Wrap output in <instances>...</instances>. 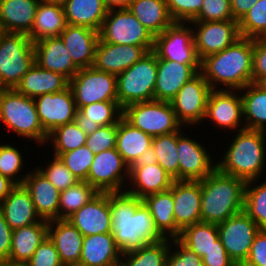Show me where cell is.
<instances>
[{
	"instance_id": "65",
	"label": "cell",
	"mask_w": 266,
	"mask_h": 266,
	"mask_svg": "<svg viewBox=\"0 0 266 266\" xmlns=\"http://www.w3.org/2000/svg\"><path fill=\"white\" fill-rule=\"evenodd\" d=\"M4 33L3 29L0 26V39H1V35Z\"/></svg>"
},
{
	"instance_id": "12",
	"label": "cell",
	"mask_w": 266,
	"mask_h": 266,
	"mask_svg": "<svg viewBox=\"0 0 266 266\" xmlns=\"http://www.w3.org/2000/svg\"><path fill=\"white\" fill-rule=\"evenodd\" d=\"M211 87L198 72L170 101L177 120L186 126L200 125L205 117Z\"/></svg>"
},
{
	"instance_id": "10",
	"label": "cell",
	"mask_w": 266,
	"mask_h": 266,
	"mask_svg": "<svg viewBox=\"0 0 266 266\" xmlns=\"http://www.w3.org/2000/svg\"><path fill=\"white\" fill-rule=\"evenodd\" d=\"M77 110L88 104L117 101L116 75L91 66L80 69L70 80Z\"/></svg>"
},
{
	"instance_id": "16",
	"label": "cell",
	"mask_w": 266,
	"mask_h": 266,
	"mask_svg": "<svg viewBox=\"0 0 266 266\" xmlns=\"http://www.w3.org/2000/svg\"><path fill=\"white\" fill-rule=\"evenodd\" d=\"M182 130L186 129L177 131L179 180L200 181L217 169V163L202 143Z\"/></svg>"
},
{
	"instance_id": "37",
	"label": "cell",
	"mask_w": 266,
	"mask_h": 266,
	"mask_svg": "<svg viewBox=\"0 0 266 266\" xmlns=\"http://www.w3.org/2000/svg\"><path fill=\"white\" fill-rule=\"evenodd\" d=\"M128 9L154 37L175 22L165 0H130Z\"/></svg>"
},
{
	"instance_id": "18",
	"label": "cell",
	"mask_w": 266,
	"mask_h": 266,
	"mask_svg": "<svg viewBox=\"0 0 266 266\" xmlns=\"http://www.w3.org/2000/svg\"><path fill=\"white\" fill-rule=\"evenodd\" d=\"M34 101L39 121L47 134L75 119L77 107L70 86L59 92L40 95Z\"/></svg>"
},
{
	"instance_id": "63",
	"label": "cell",
	"mask_w": 266,
	"mask_h": 266,
	"mask_svg": "<svg viewBox=\"0 0 266 266\" xmlns=\"http://www.w3.org/2000/svg\"><path fill=\"white\" fill-rule=\"evenodd\" d=\"M109 266H126L121 260Z\"/></svg>"
},
{
	"instance_id": "36",
	"label": "cell",
	"mask_w": 266,
	"mask_h": 266,
	"mask_svg": "<svg viewBox=\"0 0 266 266\" xmlns=\"http://www.w3.org/2000/svg\"><path fill=\"white\" fill-rule=\"evenodd\" d=\"M67 24L100 31L107 15L103 0H64L62 2Z\"/></svg>"
},
{
	"instance_id": "28",
	"label": "cell",
	"mask_w": 266,
	"mask_h": 266,
	"mask_svg": "<svg viewBox=\"0 0 266 266\" xmlns=\"http://www.w3.org/2000/svg\"><path fill=\"white\" fill-rule=\"evenodd\" d=\"M0 211L12 230L37 222H48L37 214L30 192L24 185H16L11 190L0 203Z\"/></svg>"
},
{
	"instance_id": "15",
	"label": "cell",
	"mask_w": 266,
	"mask_h": 266,
	"mask_svg": "<svg viewBox=\"0 0 266 266\" xmlns=\"http://www.w3.org/2000/svg\"><path fill=\"white\" fill-rule=\"evenodd\" d=\"M189 23L192 25L194 44L200 61L226 49L241 37L237 20Z\"/></svg>"
},
{
	"instance_id": "23",
	"label": "cell",
	"mask_w": 266,
	"mask_h": 266,
	"mask_svg": "<svg viewBox=\"0 0 266 266\" xmlns=\"http://www.w3.org/2000/svg\"><path fill=\"white\" fill-rule=\"evenodd\" d=\"M201 198L199 181L174 180V219L181 231L187 226L201 222Z\"/></svg>"
},
{
	"instance_id": "26",
	"label": "cell",
	"mask_w": 266,
	"mask_h": 266,
	"mask_svg": "<svg viewBox=\"0 0 266 266\" xmlns=\"http://www.w3.org/2000/svg\"><path fill=\"white\" fill-rule=\"evenodd\" d=\"M31 171L23 185L30 192L37 214L46 221L59 219L60 191L37 168Z\"/></svg>"
},
{
	"instance_id": "44",
	"label": "cell",
	"mask_w": 266,
	"mask_h": 266,
	"mask_svg": "<svg viewBox=\"0 0 266 266\" xmlns=\"http://www.w3.org/2000/svg\"><path fill=\"white\" fill-rule=\"evenodd\" d=\"M259 181L251 180L245 184L244 212L260 230H266V180L256 185Z\"/></svg>"
},
{
	"instance_id": "30",
	"label": "cell",
	"mask_w": 266,
	"mask_h": 266,
	"mask_svg": "<svg viewBox=\"0 0 266 266\" xmlns=\"http://www.w3.org/2000/svg\"><path fill=\"white\" fill-rule=\"evenodd\" d=\"M41 0H0V26L4 32L28 35Z\"/></svg>"
},
{
	"instance_id": "34",
	"label": "cell",
	"mask_w": 266,
	"mask_h": 266,
	"mask_svg": "<svg viewBox=\"0 0 266 266\" xmlns=\"http://www.w3.org/2000/svg\"><path fill=\"white\" fill-rule=\"evenodd\" d=\"M149 209L158 231L168 239H176L181 230L174 219L173 184L168 190L145 196L142 199Z\"/></svg>"
},
{
	"instance_id": "49",
	"label": "cell",
	"mask_w": 266,
	"mask_h": 266,
	"mask_svg": "<svg viewBox=\"0 0 266 266\" xmlns=\"http://www.w3.org/2000/svg\"><path fill=\"white\" fill-rule=\"evenodd\" d=\"M46 166V167H45ZM43 168L36 166V168L55 186L60 192L75 185L79 180L73 173L65 166L62 160L53 156L50 163H46Z\"/></svg>"
},
{
	"instance_id": "47",
	"label": "cell",
	"mask_w": 266,
	"mask_h": 266,
	"mask_svg": "<svg viewBox=\"0 0 266 266\" xmlns=\"http://www.w3.org/2000/svg\"><path fill=\"white\" fill-rule=\"evenodd\" d=\"M241 37H266V0H259L238 22Z\"/></svg>"
},
{
	"instance_id": "2",
	"label": "cell",
	"mask_w": 266,
	"mask_h": 266,
	"mask_svg": "<svg viewBox=\"0 0 266 266\" xmlns=\"http://www.w3.org/2000/svg\"><path fill=\"white\" fill-rule=\"evenodd\" d=\"M252 60L253 39L240 37L226 49L202 59L200 73L212 90H241L253 82Z\"/></svg>"
},
{
	"instance_id": "27",
	"label": "cell",
	"mask_w": 266,
	"mask_h": 266,
	"mask_svg": "<svg viewBox=\"0 0 266 266\" xmlns=\"http://www.w3.org/2000/svg\"><path fill=\"white\" fill-rule=\"evenodd\" d=\"M60 37L79 69L93 66L99 31L67 24Z\"/></svg>"
},
{
	"instance_id": "22",
	"label": "cell",
	"mask_w": 266,
	"mask_h": 266,
	"mask_svg": "<svg viewBox=\"0 0 266 266\" xmlns=\"http://www.w3.org/2000/svg\"><path fill=\"white\" fill-rule=\"evenodd\" d=\"M148 51L137 45H121L98 40L93 67L119 75L139 61Z\"/></svg>"
},
{
	"instance_id": "21",
	"label": "cell",
	"mask_w": 266,
	"mask_h": 266,
	"mask_svg": "<svg viewBox=\"0 0 266 266\" xmlns=\"http://www.w3.org/2000/svg\"><path fill=\"white\" fill-rule=\"evenodd\" d=\"M198 72L200 64H181L177 61L157 59L154 100L170 102L184 84Z\"/></svg>"
},
{
	"instance_id": "3",
	"label": "cell",
	"mask_w": 266,
	"mask_h": 266,
	"mask_svg": "<svg viewBox=\"0 0 266 266\" xmlns=\"http://www.w3.org/2000/svg\"><path fill=\"white\" fill-rule=\"evenodd\" d=\"M235 133L225 155L216 161L217 170L245 182L263 178L266 170V131L243 129Z\"/></svg>"
},
{
	"instance_id": "55",
	"label": "cell",
	"mask_w": 266,
	"mask_h": 266,
	"mask_svg": "<svg viewBox=\"0 0 266 266\" xmlns=\"http://www.w3.org/2000/svg\"><path fill=\"white\" fill-rule=\"evenodd\" d=\"M253 83L263 84L266 81V39H253L252 60Z\"/></svg>"
},
{
	"instance_id": "41",
	"label": "cell",
	"mask_w": 266,
	"mask_h": 266,
	"mask_svg": "<svg viewBox=\"0 0 266 266\" xmlns=\"http://www.w3.org/2000/svg\"><path fill=\"white\" fill-rule=\"evenodd\" d=\"M174 180H179L177 132L152 138L151 156Z\"/></svg>"
},
{
	"instance_id": "46",
	"label": "cell",
	"mask_w": 266,
	"mask_h": 266,
	"mask_svg": "<svg viewBox=\"0 0 266 266\" xmlns=\"http://www.w3.org/2000/svg\"><path fill=\"white\" fill-rule=\"evenodd\" d=\"M19 148L14 147L12 144H0V174L9 178L16 185H23L24 180L27 176L26 172L20 174L23 170V167L26 163H23L25 160L22 154V151ZM18 174H20L18 176Z\"/></svg>"
},
{
	"instance_id": "52",
	"label": "cell",
	"mask_w": 266,
	"mask_h": 266,
	"mask_svg": "<svg viewBox=\"0 0 266 266\" xmlns=\"http://www.w3.org/2000/svg\"><path fill=\"white\" fill-rule=\"evenodd\" d=\"M170 244L172 245L169 247L166 266H205L201 257L183 245L177 238L170 239Z\"/></svg>"
},
{
	"instance_id": "35",
	"label": "cell",
	"mask_w": 266,
	"mask_h": 266,
	"mask_svg": "<svg viewBox=\"0 0 266 266\" xmlns=\"http://www.w3.org/2000/svg\"><path fill=\"white\" fill-rule=\"evenodd\" d=\"M66 25L62 3L40 1L28 36L33 43L48 37H59Z\"/></svg>"
},
{
	"instance_id": "9",
	"label": "cell",
	"mask_w": 266,
	"mask_h": 266,
	"mask_svg": "<svg viewBox=\"0 0 266 266\" xmlns=\"http://www.w3.org/2000/svg\"><path fill=\"white\" fill-rule=\"evenodd\" d=\"M103 42L121 45H137L153 51L155 37L129 9H111L99 31Z\"/></svg>"
},
{
	"instance_id": "59",
	"label": "cell",
	"mask_w": 266,
	"mask_h": 266,
	"mask_svg": "<svg viewBox=\"0 0 266 266\" xmlns=\"http://www.w3.org/2000/svg\"><path fill=\"white\" fill-rule=\"evenodd\" d=\"M259 0H230L233 19L238 22Z\"/></svg>"
},
{
	"instance_id": "19",
	"label": "cell",
	"mask_w": 266,
	"mask_h": 266,
	"mask_svg": "<svg viewBox=\"0 0 266 266\" xmlns=\"http://www.w3.org/2000/svg\"><path fill=\"white\" fill-rule=\"evenodd\" d=\"M128 182L132 186L126 187L125 191L143 199L145 196L170 189L174 178L156 161L148 158L130 167Z\"/></svg>"
},
{
	"instance_id": "31",
	"label": "cell",
	"mask_w": 266,
	"mask_h": 266,
	"mask_svg": "<svg viewBox=\"0 0 266 266\" xmlns=\"http://www.w3.org/2000/svg\"><path fill=\"white\" fill-rule=\"evenodd\" d=\"M121 255L112 232L85 236L78 266H109L119 262Z\"/></svg>"
},
{
	"instance_id": "57",
	"label": "cell",
	"mask_w": 266,
	"mask_h": 266,
	"mask_svg": "<svg viewBox=\"0 0 266 266\" xmlns=\"http://www.w3.org/2000/svg\"><path fill=\"white\" fill-rule=\"evenodd\" d=\"M205 266H237L225 250L220 238L218 246H214L201 258Z\"/></svg>"
},
{
	"instance_id": "53",
	"label": "cell",
	"mask_w": 266,
	"mask_h": 266,
	"mask_svg": "<svg viewBox=\"0 0 266 266\" xmlns=\"http://www.w3.org/2000/svg\"><path fill=\"white\" fill-rule=\"evenodd\" d=\"M175 22H190L201 11L203 0H165Z\"/></svg>"
},
{
	"instance_id": "7",
	"label": "cell",
	"mask_w": 266,
	"mask_h": 266,
	"mask_svg": "<svg viewBox=\"0 0 266 266\" xmlns=\"http://www.w3.org/2000/svg\"><path fill=\"white\" fill-rule=\"evenodd\" d=\"M34 63V43L28 35L8 32L1 35L0 89H15Z\"/></svg>"
},
{
	"instance_id": "8",
	"label": "cell",
	"mask_w": 266,
	"mask_h": 266,
	"mask_svg": "<svg viewBox=\"0 0 266 266\" xmlns=\"http://www.w3.org/2000/svg\"><path fill=\"white\" fill-rule=\"evenodd\" d=\"M123 118L152 137L177 132L184 127L177 120L171 103L165 101L130 104L123 109Z\"/></svg>"
},
{
	"instance_id": "25",
	"label": "cell",
	"mask_w": 266,
	"mask_h": 266,
	"mask_svg": "<svg viewBox=\"0 0 266 266\" xmlns=\"http://www.w3.org/2000/svg\"><path fill=\"white\" fill-rule=\"evenodd\" d=\"M48 237L64 266H78L84 235L68 219L48 221Z\"/></svg>"
},
{
	"instance_id": "13",
	"label": "cell",
	"mask_w": 266,
	"mask_h": 266,
	"mask_svg": "<svg viewBox=\"0 0 266 266\" xmlns=\"http://www.w3.org/2000/svg\"><path fill=\"white\" fill-rule=\"evenodd\" d=\"M129 169L116 148L108 149L95 155L87 182L98 192L125 191L129 180Z\"/></svg>"
},
{
	"instance_id": "54",
	"label": "cell",
	"mask_w": 266,
	"mask_h": 266,
	"mask_svg": "<svg viewBox=\"0 0 266 266\" xmlns=\"http://www.w3.org/2000/svg\"><path fill=\"white\" fill-rule=\"evenodd\" d=\"M28 266H64L59 258L56 246L47 236L37 247L31 259L27 262Z\"/></svg>"
},
{
	"instance_id": "43",
	"label": "cell",
	"mask_w": 266,
	"mask_h": 266,
	"mask_svg": "<svg viewBox=\"0 0 266 266\" xmlns=\"http://www.w3.org/2000/svg\"><path fill=\"white\" fill-rule=\"evenodd\" d=\"M98 193L87 181H78L75 185L61 191L59 196V219H68Z\"/></svg>"
},
{
	"instance_id": "5",
	"label": "cell",
	"mask_w": 266,
	"mask_h": 266,
	"mask_svg": "<svg viewBox=\"0 0 266 266\" xmlns=\"http://www.w3.org/2000/svg\"><path fill=\"white\" fill-rule=\"evenodd\" d=\"M0 123L25 140L42 147L47 143L48 134L41 126L34 99L15 89H0Z\"/></svg>"
},
{
	"instance_id": "64",
	"label": "cell",
	"mask_w": 266,
	"mask_h": 266,
	"mask_svg": "<svg viewBox=\"0 0 266 266\" xmlns=\"http://www.w3.org/2000/svg\"><path fill=\"white\" fill-rule=\"evenodd\" d=\"M41 1H45V2H59V3H62L64 0H41Z\"/></svg>"
},
{
	"instance_id": "61",
	"label": "cell",
	"mask_w": 266,
	"mask_h": 266,
	"mask_svg": "<svg viewBox=\"0 0 266 266\" xmlns=\"http://www.w3.org/2000/svg\"><path fill=\"white\" fill-rule=\"evenodd\" d=\"M106 8L111 9H128L130 0H103Z\"/></svg>"
},
{
	"instance_id": "14",
	"label": "cell",
	"mask_w": 266,
	"mask_h": 266,
	"mask_svg": "<svg viewBox=\"0 0 266 266\" xmlns=\"http://www.w3.org/2000/svg\"><path fill=\"white\" fill-rule=\"evenodd\" d=\"M217 227L227 254L237 266H242L247 260L259 227L244 211L231 216Z\"/></svg>"
},
{
	"instance_id": "40",
	"label": "cell",
	"mask_w": 266,
	"mask_h": 266,
	"mask_svg": "<svg viewBox=\"0 0 266 266\" xmlns=\"http://www.w3.org/2000/svg\"><path fill=\"white\" fill-rule=\"evenodd\" d=\"M177 239L202 258L211 248L218 246V227L201 221L185 227Z\"/></svg>"
},
{
	"instance_id": "1",
	"label": "cell",
	"mask_w": 266,
	"mask_h": 266,
	"mask_svg": "<svg viewBox=\"0 0 266 266\" xmlns=\"http://www.w3.org/2000/svg\"><path fill=\"white\" fill-rule=\"evenodd\" d=\"M109 208L112 234L122 254L166 239L142 199L126 191L109 192Z\"/></svg>"
},
{
	"instance_id": "32",
	"label": "cell",
	"mask_w": 266,
	"mask_h": 266,
	"mask_svg": "<svg viewBox=\"0 0 266 266\" xmlns=\"http://www.w3.org/2000/svg\"><path fill=\"white\" fill-rule=\"evenodd\" d=\"M68 86L69 80L65 76L42 69L34 63L20 80L15 90L34 99L43 94L62 91Z\"/></svg>"
},
{
	"instance_id": "50",
	"label": "cell",
	"mask_w": 266,
	"mask_h": 266,
	"mask_svg": "<svg viewBox=\"0 0 266 266\" xmlns=\"http://www.w3.org/2000/svg\"><path fill=\"white\" fill-rule=\"evenodd\" d=\"M118 123L100 126L86 137V146L96 155L102 151L116 148Z\"/></svg>"
},
{
	"instance_id": "39",
	"label": "cell",
	"mask_w": 266,
	"mask_h": 266,
	"mask_svg": "<svg viewBox=\"0 0 266 266\" xmlns=\"http://www.w3.org/2000/svg\"><path fill=\"white\" fill-rule=\"evenodd\" d=\"M240 92L245 129L266 131V86L252 82Z\"/></svg>"
},
{
	"instance_id": "51",
	"label": "cell",
	"mask_w": 266,
	"mask_h": 266,
	"mask_svg": "<svg viewBox=\"0 0 266 266\" xmlns=\"http://www.w3.org/2000/svg\"><path fill=\"white\" fill-rule=\"evenodd\" d=\"M234 20L230 0H203L201 11L192 21Z\"/></svg>"
},
{
	"instance_id": "58",
	"label": "cell",
	"mask_w": 266,
	"mask_h": 266,
	"mask_svg": "<svg viewBox=\"0 0 266 266\" xmlns=\"http://www.w3.org/2000/svg\"><path fill=\"white\" fill-rule=\"evenodd\" d=\"M12 229L0 211V260H8L11 250Z\"/></svg>"
},
{
	"instance_id": "11",
	"label": "cell",
	"mask_w": 266,
	"mask_h": 266,
	"mask_svg": "<svg viewBox=\"0 0 266 266\" xmlns=\"http://www.w3.org/2000/svg\"><path fill=\"white\" fill-rule=\"evenodd\" d=\"M153 52L157 59L177 61L181 64L201 62L196 53L193 29L189 22H174L161 34L156 35Z\"/></svg>"
},
{
	"instance_id": "24",
	"label": "cell",
	"mask_w": 266,
	"mask_h": 266,
	"mask_svg": "<svg viewBox=\"0 0 266 266\" xmlns=\"http://www.w3.org/2000/svg\"><path fill=\"white\" fill-rule=\"evenodd\" d=\"M35 63L70 80L80 69L74 64L61 37H48L34 43Z\"/></svg>"
},
{
	"instance_id": "48",
	"label": "cell",
	"mask_w": 266,
	"mask_h": 266,
	"mask_svg": "<svg viewBox=\"0 0 266 266\" xmlns=\"http://www.w3.org/2000/svg\"><path fill=\"white\" fill-rule=\"evenodd\" d=\"M58 157L79 181H87L95 157L89 147L83 145L75 150L61 153Z\"/></svg>"
},
{
	"instance_id": "20",
	"label": "cell",
	"mask_w": 266,
	"mask_h": 266,
	"mask_svg": "<svg viewBox=\"0 0 266 266\" xmlns=\"http://www.w3.org/2000/svg\"><path fill=\"white\" fill-rule=\"evenodd\" d=\"M68 220L85 236L112 232L109 193L99 192Z\"/></svg>"
},
{
	"instance_id": "17",
	"label": "cell",
	"mask_w": 266,
	"mask_h": 266,
	"mask_svg": "<svg viewBox=\"0 0 266 266\" xmlns=\"http://www.w3.org/2000/svg\"><path fill=\"white\" fill-rule=\"evenodd\" d=\"M238 93L240 90H211L203 122L208 119L217 128L233 132L245 129L243 100Z\"/></svg>"
},
{
	"instance_id": "45",
	"label": "cell",
	"mask_w": 266,
	"mask_h": 266,
	"mask_svg": "<svg viewBox=\"0 0 266 266\" xmlns=\"http://www.w3.org/2000/svg\"><path fill=\"white\" fill-rule=\"evenodd\" d=\"M86 137V133L73 121L55 128L48 134V143L46 144L51 141L53 154L58 157L61 153L75 150L85 145Z\"/></svg>"
},
{
	"instance_id": "29",
	"label": "cell",
	"mask_w": 266,
	"mask_h": 266,
	"mask_svg": "<svg viewBox=\"0 0 266 266\" xmlns=\"http://www.w3.org/2000/svg\"><path fill=\"white\" fill-rule=\"evenodd\" d=\"M152 136L133 127L123 117L118 122L116 149L131 167L151 156Z\"/></svg>"
},
{
	"instance_id": "6",
	"label": "cell",
	"mask_w": 266,
	"mask_h": 266,
	"mask_svg": "<svg viewBox=\"0 0 266 266\" xmlns=\"http://www.w3.org/2000/svg\"><path fill=\"white\" fill-rule=\"evenodd\" d=\"M117 77V101L122 109L134 103L154 100L157 55L151 51Z\"/></svg>"
},
{
	"instance_id": "38",
	"label": "cell",
	"mask_w": 266,
	"mask_h": 266,
	"mask_svg": "<svg viewBox=\"0 0 266 266\" xmlns=\"http://www.w3.org/2000/svg\"><path fill=\"white\" fill-rule=\"evenodd\" d=\"M48 236V222H37L12 231L9 259L14 262H28L37 247Z\"/></svg>"
},
{
	"instance_id": "62",
	"label": "cell",
	"mask_w": 266,
	"mask_h": 266,
	"mask_svg": "<svg viewBox=\"0 0 266 266\" xmlns=\"http://www.w3.org/2000/svg\"><path fill=\"white\" fill-rule=\"evenodd\" d=\"M0 266H28L27 262H14L10 260H0Z\"/></svg>"
},
{
	"instance_id": "60",
	"label": "cell",
	"mask_w": 266,
	"mask_h": 266,
	"mask_svg": "<svg viewBox=\"0 0 266 266\" xmlns=\"http://www.w3.org/2000/svg\"><path fill=\"white\" fill-rule=\"evenodd\" d=\"M16 184L0 174V203L7 197Z\"/></svg>"
},
{
	"instance_id": "42",
	"label": "cell",
	"mask_w": 266,
	"mask_h": 266,
	"mask_svg": "<svg viewBox=\"0 0 266 266\" xmlns=\"http://www.w3.org/2000/svg\"><path fill=\"white\" fill-rule=\"evenodd\" d=\"M170 245L168 238L155 243H147L138 249L123 253L121 261L126 266H166Z\"/></svg>"
},
{
	"instance_id": "56",
	"label": "cell",
	"mask_w": 266,
	"mask_h": 266,
	"mask_svg": "<svg viewBox=\"0 0 266 266\" xmlns=\"http://www.w3.org/2000/svg\"><path fill=\"white\" fill-rule=\"evenodd\" d=\"M242 266H266V230H259Z\"/></svg>"
},
{
	"instance_id": "33",
	"label": "cell",
	"mask_w": 266,
	"mask_h": 266,
	"mask_svg": "<svg viewBox=\"0 0 266 266\" xmlns=\"http://www.w3.org/2000/svg\"><path fill=\"white\" fill-rule=\"evenodd\" d=\"M122 117L123 109L118 101H103L81 107L74 122L88 136L100 126L117 124Z\"/></svg>"
},
{
	"instance_id": "4",
	"label": "cell",
	"mask_w": 266,
	"mask_h": 266,
	"mask_svg": "<svg viewBox=\"0 0 266 266\" xmlns=\"http://www.w3.org/2000/svg\"><path fill=\"white\" fill-rule=\"evenodd\" d=\"M201 184V221L220 224L244 211L245 184L243 179L222 174L217 169Z\"/></svg>"
}]
</instances>
